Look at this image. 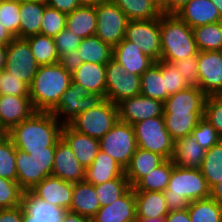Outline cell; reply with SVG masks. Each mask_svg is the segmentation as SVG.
I'll return each instance as SVG.
<instances>
[{
	"mask_svg": "<svg viewBox=\"0 0 222 222\" xmlns=\"http://www.w3.org/2000/svg\"><path fill=\"white\" fill-rule=\"evenodd\" d=\"M73 187L74 183L54 176H48L29 192L37 199L44 200L51 205L69 211L72 202Z\"/></svg>",
	"mask_w": 222,
	"mask_h": 222,
	"instance_id": "2e32d148",
	"label": "cell"
},
{
	"mask_svg": "<svg viewBox=\"0 0 222 222\" xmlns=\"http://www.w3.org/2000/svg\"><path fill=\"white\" fill-rule=\"evenodd\" d=\"M123 173L124 169L112 157L100 150L85 171V181L97 185L116 179Z\"/></svg>",
	"mask_w": 222,
	"mask_h": 222,
	"instance_id": "83f0119b",
	"label": "cell"
},
{
	"mask_svg": "<svg viewBox=\"0 0 222 222\" xmlns=\"http://www.w3.org/2000/svg\"><path fill=\"white\" fill-rule=\"evenodd\" d=\"M198 51H222V21L193 28Z\"/></svg>",
	"mask_w": 222,
	"mask_h": 222,
	"instance_id": "74e56055",
	"label": "cell"
},
{
	"mask_svg": "<svg viewBox=\"0 0 222 222\" xmlns=\"http://www.w3.org/2000/svg\"><path fill=\"white\" fill-rule=\"evenodd\" d=\"M58 63L65 71L73 74L82 65L83 61L80 58L79 51L76 49L74 52L60 56Z\"/></svg>",
	"mask_w": 222,
	"mask_h": 222,
	"instance_id": "db71d44e",
	"label": "cell"
},
{
	"mask_svg": "<svg viewBox=\"0 0 222 222\" xmlns=\"http://www.w3.org/2000/svg\"><path fill=\"white\" fill-rule=\"evenodd\" d=\"M81 84L88 92L106 95V65L83 62L72 74V82Z\"/></svg>",
	"mask_w": 222,
	"mask_h": 222,
	"instance_id": "f1b7e54d",
	"label": "cell"
},
{
	"mask_svg": "<svg viewBox=\"0 0 222 222\" xmlns=\"http://www.w3.org/2000/svg\"><path fill=\"white\" fill-rule=\"evenodd\" d=\"M137 146L172 159L175 141L168 133L164 116L145 119L133 125Z\"/></svg>",
	"mask_w": 222,
	"mask_h": 222,
	"instance_id": "5b68a950",
	"label": "cell"
},
{
	"mask_svg": "<svg viewBox=\"0 0 222 222\" xmlns=\"http://www.w3.org/2000/svg\"><path fill=\"white\" fill-rule=\"evenodd\" d=\"M117 105L118 119L134 125L145 119L159 117L164 114V103L142 94L126 98Z\"/></svg>",
	"mask_w": 222,
	"mask_h": 222,
	"instance_id": "4fadbf2b",
	"label": "cell"
},
{
	"mask_svg": "<svg viewBox=\"0 0 222 222\" xmlns=\"http://www.w3.org/2000/svg\"><path fill=\"white\" fill-rule=\"evenodd\" d=\"M86 169L79 163L72 149L61 138L56 145L52 176L64 181L78 183L85 181Z\"/></svg>",
	"mask_w": 222,
	"mask_h": 222,
	"instance_id": "e0dca14e",
	"label": "cell"
},
{
	"mask_svg": "<svg viewBox=\"0 0 222 222\" xmlns=\"http://www.w3.org/2000/svg\"><path fill=\"white\" fill-rule=\"evenodd\" d=\"M15 37L0 24V45L7 46Z\"/></svg>",
	"mask_w": 222,
	"mask_h": 222,
	"instance_id": "be15d7a7",
	"label": "cell"
},
{
	"mask_svg": "<svg viewBox=\"0 0 222 222\" xmlns=\"http://www.w3.org/2000/svg\"><path fill=\"white\" fill-rule=\"evenodd\" d=\"M34 112L29 96L0 95V129L4 133Z\"/></svg>",
	"mask_w": 222,
	"mask_h": 222,
	"instance_id": "ac0fdd59",
	"label": "cell"
},
{
	"mask_svg": "<svg viewBox=\"0 0 222 222\" xmlns=\"http://www.w3.org/2000/svg\"><path fill=\"white\" fill-rule=\"evenodd\" d=\"M202 175L211 189L222 179V140L206 150L201 166Z\"/></svg>",
	"mask_w": 222,
	"mask_h": 222,
	"instance_id": "60d3db41",
	"label": "cell"
},
{
	"mask_svg": "<svg viewBox=\"0 0 222 222\" xmlns=\"http://www.w3.org/2000/svg\"><path fill=\"white\" fill-rule=\"evenodd\" d=\"M191 135H193L197 143L205 150L210 149L222 140V137L205 118H202L198 122Z\"/></svg>",
	"mask_w": 222,
	"mask_h": 222,
	"instance_id": "7dc6e473",
	"label": "cell"
},
{
	"mask_svg": "<svg viewBox=\"0 0 222 222\" xmlns=\"http://www.w3.org/2000/svg\"><path fill=\"white\" fill-rule=\"evenodd\" d=\"M0 95L29 96V86L11 73L2 70Z\"/></svg>",
	"mask_w": 222,
	"mask_h": 222,
	"instance_id": "681fc988",
	"label": "cell"
},
{
	"mask_svg": "<svg viewBox=\"0 0 222 222\" xmlns=\"http://www.w3.org/2000/svg\"><path fill=\"white\" fill-rule=\"evenodd\" d=\"M71 82L72 74L59 63L39 66L29 87V98L34 110L51 112Z\"/></svg>",
	"mask_w": 222,
	"mask_h": 222,
	"instance_id": "7a4b0ae2",
	"label": "cell"
},
{
	"mask_svg": "<svg viewBox=\"0 0 222 222\" xmlns=\"http://www.w3.org/2000/svg\"><path fill=\"white\" fill-rule=\"evenodd\" d=\"M182 74V77L189 86H198V63L197 55L190 56L184 60H177L173 63Z\"/></svg>",
	"mask_w": 222,
	"mask_h": 222,
	"instance_id": "f5cc1de1",
	"label": "cell"
},
{
	"mask_svg": "<svg viewBox=\"0 0 222 222\" xmlns=\"http://www.w3.org/2000/svg\"><path fill=\"white\" fill-rule=\"evenodd\" d=\"M191 222H222V207L211 197L188 204Z\"/></svg>",
	"mask_w": 222,
	"mask_h": 222,
	"instance_id": "ab89813d",
	"label": "cell"
},
{
	"mask_svg": "<svg viewBox=\"0 0 222 222\" xmlns=\"http://www.w3.org/2000/svg\"><path fill=\"white\" fill-rule=\"evenodd\" d=\"M191 0H167V14H177Z\"/></svg>",
	"mask_w": 222,
	"mask_h": 222,
	"instance_id": "91938a15",
	"label": "cell"
},
{
	"mask_svg": "<svg viewBox=\"0 0 222 222\" xmlns=\"http://www.w3.org/2000/svg\"><path fill=\"white\" fill-rule=\"evenodd\" d=\"M104 100L102 94L88 92L81 84L71 83L51 113L61 125H69L77 115L98 106Z\"/></svg>",
	"mask_w": 222,
	"mask_h": 222,
	"instance_id": "8992f818",
	"label": "cell"
},
{
	"mask_svg": "<svg viewBox=\"0 0 222 222\" xmlns=\"http://www.w3.org/2000/svg\"><path fill=\"white\" fill-rule=\"evenodd\" d=\"M97 26L95 35L115 47L125 38L129 19L112 1L95 6Z\"/></svg>",
	"mask_w": 222,
	"mask_h": 222,
	"instance_id": "30bf717a",
	"label": "cell"
},
{
	"mask_svg": "<svg viewBox=\"0 0 222 222\" xmlns=\"http://www.w3.org/2000/svg\"><path fill=\"white\" fill-rule=\"evenodd\" d=\"M137 219H165L169 211L163 192L135 191Z\"/></svg>",
	"mask_w": 222,
	"mask_h": 222,
	"instance_id": "d4e9b609",
	"label": "cell"
},
{
	"mask_svg": "<svg viewBox=\"0 0 222 222\" xmlns=\"http://www.w3.org/2000/svg\"><path fill=\"white\" fill-rule=\"evenodd\" d=\"M141 90V76L126 72L122 65L112 58L106 64L105 99L113 104L137 96Z\"/></svg>",
	"mask_w": 222,
	"mask_h": 222,
	"instance_id": "9c48e42d",
	"label": "cell"
},
{
	"mask_svg": "<svg viewBox=\"0 0 222 222\" xmlns=\"http://www.w3.org/2000/svg\"><path fill=\"white\" fill-rule=\"evenodd\" d=\"M218 9L222 21V0H210Z\"/></svg>",
	"mask_w": 222,
	"mask_h": 222,
	"instance_id": "a7ac6f4b",
	"label": "cell"
},
{
	"mask_svg": "<svg viewBox=\"0 0 222 222\" xmlns=\"http://www.w3.org/2000/svg\"><path fill=\"white\" fill-rule=\"evenodd\" d=\"M23 206L0 209V222H22Z\"/></svg>",
	"mask_w": 222,
	"mask_h": 222,
	"instance_id": "9f6ffc18",
	"label": "cell"
},
{
	"mask_svg": "<svg viewBox=\"0 0 222 222\" xmlns=\"http://www.w3.org/2000/svg\"><path fill=\"white\" fill-rule=\"evenodd\" d=\"M163 195L168 211H178L187 209L192 201L210 197V188L200 169L174 165Z\"/></svg>",
	"mask_w": 222,
	"mask_h": 222,
	"instance_id": "3957f363",
	"label": "cell"
},
{
	"mask_svg": "<svg viewBox=\"0 0 222 222\" xmlns=\"http://www.w3.org/2000/svg\"><path fill=\"white\" fill-rule=\"evenodd\" d=\"M46 4L65 14L71 13L81 6L79 0H48Z\"/></svg>",
	"mask_w": 222,
	"mask_h": 222,
	"instance_id": "11a10c76",
	"label": "cell"
},
{
	"mask_svg": "<svg viewBox=\"0 0 222 222\" xmlns=\"http://www.w3.org/2000/svg\"><path fill=\"white\" fill-rule=\"evenodd\" d=\"M190 28L220 22V14L210 0H191L177 14Z\"/></svg>",
	"mask_w": 222,
	"mask_h": 222,
	"instance_id": "7402d4cb",
	"label": "cell"
},
{
	"mask_svg": "<svg viewBox=\"0 0 222 222\" xmlns=\"http://www.w3.org/2000/svg\"><path fill=\"white\" fill-rule=\"evenodd\" d=\"M7 60V46L0 45V71L5 69Z\"/></svg>",
	"mask_w": 222,
	"mask_h": 222,
	"instance_id": "03108f58",
	"label": "cell"
},
{
	"mask_svg": "<svg viewBox=\"0 0 222 222\" xmlns=\"http://www.w3.org/2000/svg\"><path fill=\"white\" fill-rule=\"evenodd\" d=\"M5 134L1 129H0V137Z\"/></svg>",
	"mask_w": 222,
	"mask_h": 222,
	"instance_id": "34e18365",
	"label": "cell"
},
{
	"mask_svg": "<svg viewBox=\"0 0 222 222\" xmlns=\"http://www.w3.org/2000/svg\"><path fill=\"white\" fill-rule=\"evenodd\" d=\"M136 219L135 191L131 187L113 203L100 207L91 222H135Z\"/></svg>",
	"mask_w": 222,
	"mask_h": 222,
	"instance_id": "ffe728a7",
	"label": "cell"
},
{
	"mask_svg": "<svg viewBox=\"0 0 222 222\" xmlns=\"http://www.w3.org/2000/svg\"><path fill=\"white\" fill-rule=\"evenodd\" d=\"M164 161L162 156L138 147L124 170L130 186L133 187L142 177L149 174Z\"/></svg>",
	"mask_w": 222,
	"mask_h": 222,
	"instance_id": "484cf974",
	"label": "cell"
},
{
	"mask_svg": "<svg viewBox=\"0 0 222 222\" xmlns=\"http://www.w3.org/2000/svg\"><path fill=\"white\" fill-rule=\"evenodd\" d=\"M161 61L174 63L198 55L193 29L176 14H161Z\"/></svg>",
	"mask_w": 222,
	"mask_h": 222,
	"instance_id": "277c9868",
	"label": "cell"
},
{
	"mask_svg": "<svg viewBox=\"0 0 222 222\" xmlns=\"http://www.w3.org/2000/svg\"><path fill=\"white\" fill-rule=\"evenodd\" d=\"M58 56H64L74 52L81 43L82 38L64 28L53 38Z\"/></svg>",
	"mask_w": 222,
	"mask_h": 222,
	"instance_id": "f907efd6",
	"label": "cell"
},
{
	"mask_svg": "<svg viewBox=\"0 0 222 222\" xmlns=\"http://www.w3.org/2000/svg\"><path fill=\"white\" fill-rule=\"evenodd\" d=\"M22 222H44V221H31L24 213Z\"/></svg>",
	"mask_w": 222,
	"mask_h": 222,
	"instance_id": "2644e50d",
	"label": "cell"
},
{
	"mask_svg": "<svg viewBox=\"0 0 222 222\" xmlns=\"http://www.w3.org/2000/svg\"><path fill=\"white\" fill-rule=\"evenodd\" d=\"M20 1H31V2L47 3L48 0H20Z\"/></svg>",
	"mask_w": 222,
	"mask_h": 222,
	"instance_id": "8c879c8a",
	"label": "cell"
},
{
	"mask_svg": "<svg viewBox=\"0 0 222 222\" xmlns=\"http://www.w3.org/2000/svg\"><path fill=\"white\" fill-rule=\"evenodd\" d=\"M61 222H91V219L77 213L65 211Z\"/></svg>",
	"mask_w": 222,
	"mask_h": 222,
	"instance_id": "94428289",
	"label": "cell"
},
{
	"mask_svg": "<svg viewBox=\"0 0 222 222\" xmlns=\"http://www.w3.org/2000/svg\"><path fill=\"white\" fill-rule=\"evenodd\" d=\"M117 121V105L105 99L98 106L77 115L69 125L80 133L100 140Z\"/></svg>",
	"mask_w": 222,
	"mask_h": 222,
	"instance_id": "ba28073f",
	"label": "cell"
},
{
	"mask_svg": "<svg viewBox=\"0 0 222 222\" xmlns=\"http://www.w3.org/2000/svg\"><path fill=\"white\" fill-rule=\"evenodd\" d=\"M127 16L129 21L152 20L161 16V11L149 0H111Z\"/></svg>",
	"mask_w": 222,
	"mask_h": 222,
	"instance_id": "8d00e7d4",
	"label": "cell"
},
{
	"mask_svg": "<svg viewBox=\"0 0 222 222\" xmlns=\"http://www.w3.org/2000/svg\"><path fill=\"white\" fill-rule=\"evenodd\" d=\"M164 222H191L187 209L170 211L165 217Z\"/></svg>",
	"mask_w": 222,
	"mask_h": 222,
	"instance_id": "680465c9",
	"label": "cell"
},
{
	"mask_svg": "<svg viewBox=\"0 0 222 222\" xmlns=\"http://www.w3.org/2000/svg\"><path fill=\"white\" fill-rule=\"evenodd\" d=\"M95 186L100 206H107L122 197L130 188V183L123 173L120 177Z\"/></svg>",
	"mask_w": 222,
	"mask_h": 222,
	"instance_id": "b9f144b4",
	"label": "cell"
},
{
	"mask_svg": "<svg viewBox=\"0 0 222 222\" xmlns=\"http://www.w3.org/2000/svg\"><path fill=\"white\" fill-rule=\"evenodd\" d=\"M205 152L193 135H188L175 141L172 161L179 167L201 169Z\"/></svg>",
	"mask_w": 222,
	"mask_h": 222,
	"instance_id": "cb8c5ba5",
	"label": "cell"
},
{
	"mask_svg": "<svg viewBox=\"0 0 222 222\" xmlns=\"http://www.w3.org/2000/svg\"><path fill=\"white\" fill-rule=\"evenodd\" d=\"M198 87L207 95L222 94V51H198Z\"/></svg>",
	"mask_w": 222,
	"mask_h": 222,
	"instance_id": "5bb4252c",
	"label": "cell"
},
{
	"mask_svg": "<svg viewBox=\"0 0 222 222\" xmlns=\"http://www.w3.org/2000/svg\"><path fill=\"white\" fill-rule=\"evenodd\" d=\"M113 58L131 74L141 76L155 62L144 55L137 44L127 39H123L118 45L113 47Z\"/></svg>",
	"mask_w": 222,
	"mask_h": 222,
	"instance_id": "44dd1931",
	"label": "cell"
},
{
	"mask_svg": "<svg viewBox=\"0 0 222 222\" xmlns=\"http://www.w3.org/2000/svg\"><path fill=\"white\" fill-rule=\"evenodd\" d=\"M24 192L17 181L0 178V209L22 205Z\"/></svg>",
	"mask_w": 222,
	"mask_h": 222,
	"instance_id": "bcb514c9",
	"label": "cell"
},
{
	"mask_svg": "<svg viewBox=\"0 0 222 222\" xmlns=\"http://www.w3.org/2000/svg\"><path fill=\"white\" fill-rule=\"evenodd\" d=\"M20 0H0V24L20 38Z\"/></svg>",
	"mask_w": 222,
	"mask_h": 222,
	"instance_id": "ee69618b",
	"label": "cell"
},
{
	"mask_svg": "<svg viewBox=\"0 0 222 222\" xmlns=\"http://www.w3.org/2000/svg\"><path fill=\"white\" fill-rule=\"evenodd\" d=\"M2 84V71H0V85Z\"/></svg>",
	"mask_w": 222,
	"mask_h": 222,
	"instance_id": "753ad0ef",
	"label": "cell"
},
{
	"mask_svg": "<svg viewBox=\"0 0 222 222\" xmlns=\"http://www.w3.org/2000/svg\"><path fill=\"white\" fill-rule=\"evenodd\" d=\"M39 68L26 39L15 37L7 45L5 71L11 73L29 87Z\"/></svg>",
	"mask_w": 222,
	"mask_h": 222,
	"instance_id": "7c38bea8",
	"label": "cell"
},
{
	"mask_svg": "<svg viewBox=\"0 0 222 222\" xmlns=\"http://www.w3.org/2000/svg\"><path fill=\"white\" fill-rule=\"evenodd\" d=\"M135 222H164V219L152 218V219H136Z\"/></svg>",
	"mask_w": 222,
	"mask_h": 222,
	"instance_id": "89a4df30",
	"label": "cell"
},
{
	"mask_svg": "<svg viewBox=\"0 0 222 222\" xmlns=\"http://www.w3.org/2000/svg\"><path fill=\"white\" fill-rule=\"evenodd\" d=\"M174 167L172 159H167L149 174L142 177L134 186V191H158L167 189L172 169Z\"/></svg>",
	"mask_w": 222,
	"mask_h": 222,
	"instance_id": "d590c367",
	"label": "cell"
},
{
	"mask_svg": "<svg viewBox=\"0 0 222 222\" xmlns=\"http://www.w3.org/2000/svg\"><path fill=\"white\" fill-rule=\"evenodd\" d=\"M203 118H205L222 137V94L207 96Z\"/></svg>",
	"mask_w": 222,
	"mask_h": 222,
	"instance_id": "c3c4849f",
	"label": "cell"
},
{
	"mask_svg": "<svg viewBox=\"0 0 222 222\" xmlns=\"http://www.w3.org/2000/svg\"><path fill=\"white\" fill-rule=\"evenodd\" d=\"M56 147H46V150L30 151V155L37 162H54Z\"/></svg>",
	"mask_w": 222,
	"mask_h": 222,
	"instance_id": "6f0895ef",
	"label": "cell"
},
{
	"mask_svg": "<svg viewBox=\"0 0 222 222\" xmlns=\"http://www.w3.org/2000/svg\"><path fill=\"white\" fill-rule=\"evenodd\" d=\"M204 112H164L165 126L174 141L192 134Z\"/></svg>",
	"mask_w": 222,
	"mask_h": 222,
	"instance_id": "d6a6232c",
	"label": "cell"
},
{
	"mask_svg": "<svg viewBox=\"0 0 222 222\" xmlns=\"http://www.w3.org/2000/svg\"><path fill=\"white\" fill-rule=\"evenodd\" d=\"M15 164L17 182L25 192H29L43 179L52 176L54 162H37L30 154L16 149Z\"/></svg>",
	"mask_w": 222,
	"mask_h": 222,
	"instance_id": "9a60e30c",
	"label": "cell"
},
{
	"mask_svg": "<svg viewBox=\"0 0 222 222\" xmlns=\"http://www.w3.org/2000/svg\"><path fill=\"white\" fill-rule=\"evenodd\" d=\"M99 143L100 150L112 157L124 170L138 148L133 125L119 119Z\"/></svg>",
	"mask_w": 222,
	"mask_h": 222,
	"instance_id": "52a82bcc",
	"label": "cell"
},
{
	"mask_svg": "<svg viewBox=\"0 0 222 222\" xmlns=\"http://www.w3.org/2000/svg\"><path fill=\"white\" fill-rule=\"evenodd\" d=\"M46 3L20 1V38L40 34L42 17Z\"/></svg>",
	"mask_w": 222,
	"mask_h": 222,
	"instance_id": "836d02e7",
	"label": "cell"
},
{
	"mask_svg": "<svg viewBox=\"0 0 222 222\" xmlns=\"http://www.w3.org/2000/svg\"><path fill=\"white\" fill-rule=\"evenodd\" d=\"M140 94L165 102L169 95L165 89V61L155 62L141 75Z\"/></svg>",
	"mask_w": 222,
	"mask_h": 222,
	"instance_id": "f546056e",
	"label": "cell"
},
{
	"mask_svg": "<svg viewBox=\"0 0 222 222\" xmlns=\"http://www.w3.org/2000/svg\"><path fill=\"white\" fill-rule=\"evenodd\" d=\"M22 206L23 213L31 221L61 222L65 212L62 208L37 199L30 192H24Z\"/></svg>",
	"mask_w": 222,
	"mask_h": 222,
	"instance_id": "4dcf8cb0",
	"label": "cell"
},
{
	"mask_svg": "<svg viewBox=\"0 0 222 222\" xmlns=\"http://www.w3.org/2000/svg\"><path fill=\"white\" fill-rule=\"evenodd\" d=\"M125 39L137 44L144 55L154 62L161 59L160 17L152 20L129 21Z\"/></svg>",
	"mask_w": 222,
	"mask_h": 222,
	"instance_id": "8fae6325",
	"label": "cell"
},
{
	"mask_svg": "<svg viewBox=\"0 0 222 222\" xmlns=\"http://www.w3.org/2000/svg\"><path fill=\"white\" fill-rule=\"evenodd\" d=\"M207 95L198 86H189L169 95L164 112H204Z\"/></svg>",
	"mask_w": 222,
	"mask_h": 222,
	"instance_id": "603a6c76",
	"label": "cell"
},
{
	"mask_svg": "<svg viewBox=\"0 0 222 222\" xmlns=\"http://www.w3.org/2000/svg\"><path fill=\"white\" fill-rule=\"evenodd\" d=\"M26 40L31 47L35 61L39 66L58 63L59 56L52 37L37 34L26 38Z\"/></svg>",
	"mask_w": 222,
	"mask_h": 222,
	"instance_id": "f35d334b",
	"label": "cell"
},
{
	"mask_svg": "<svg viewBox=\"0 0 222 222\" xmlns=\"http://www.w3.org/2000/svg\"><path fill=\"white\" fill-rule=\"evenodd\" d=\"M95 186L86 181L74 183L72 202L69 211L92 218L100 209Z\"/></svg>",
	"mask_w": 222,
	"mask_h": 222,
	"instance_id": "4316f807",
	"label": "cell"
},
{
	"mask_svg": "<svg viewBox=\"0 0 222 222\" xmlns=\"http://www.w3.org/2000/svg\"><path fill=\"white\" fill-rule=\"evenodd\" d=\"M61 138L69 145L75 157L85 169L93 163L100 151L98 139L80 133L70 125H63Z\"/></svg>",
	"mask_w": 222,
	"mask_h": 222,
	"instance_id": "d6986e66",
	"label": "cell"
},
{
	"mask_svg": "<svg viewBox=\"0 0 222 222\" xmlns=\"http://www.w3.org/2000/svg\"><path fill=\"white\" fill-rule=\"evenodd\" d=\"M189 87L173 63L165 61V89L168 95Z\"/></svg>",
	"mask_w": 222,
	"mask_h": 222,
	"instance_id": "816d5d0a",
	"label": "cell"
},
{
	"mask_svg": "<svg viewBox=\"0 0 222 222\" xmlns=\"http://www.w3.org/2000/svg\"><path fill=\"white\" fill-rule=\"evenodd\" d=\"M81 6H99L103 3L109 2L111 0H79Z\"/></svg>",
	"mask_w": 222,
	"mask_h": 222,
	"instance_id": "003e7915",
	"label": "cell"
},
{
	"mask_svg": "<svg viewBox=\"0 0 222 222\" xmlns=\"http://www.w3.org/2000/svg\"><path fill=\"white\" fill-rule=\"evenodd\" d=\"M97 15L94 6H80L67 14L65 28L84 39L94 36Z\"/></svg>",
	"mask_w": 222,
	"mask_h": 222,
	"instance_id": "1f68e13d",
	"label": "cell"
},
{
	"mask_svg": "<svg viewBox=\"0 0 222 222\" xmlns=\"http://www.w3.org/2000/svg\"><path fill=\"white\" fill-rule=\"evenodd\" d=\"M77 50L83 62L106 65L113 58V47L96 35L82 39Z\"/></svg>",
	"mask_w": 222,
	"mask_h": 222,
	"instance_id": "e575fe53",
	"label": "cell"
},
{
	"mask_svg": "<svg viewBox=\"0 0 222 222\" xmlns=\"http://www.w3.org/2000/svg\"><path fill=\"white\" fill-rule=\"evenodd\" d=\"M162 14H167V0H149Z\"/></svg>",
	"mask_w": 222,
	"mask_h": 222,
	"instance_id": "e7e4bbea",
	"label": "cell"
},
{
	"mask_svg": "<svg viewBox=\"0 0 222 222\" xmlns=\"http://www.w3.org/2000/svg\"><path fill=\"white\" fill-rule=\"evenodd\" d=\"M210 197L222 207V179L210 189Z\"/></svg>",
	"mask_w": 222,
	"mask_h": 222,
	"instance_id": "6125c7cd",
	"label": "cell"
},
{
	"mask_svg": "<svg viewBox=\"0 0 222 222\" xmlns=\"http://www.w3.org/2000/svg\"><path fill=\"white\" fill-rule=\"evenodd\" d=\"M66 17L67 14L46 5L42 17L40 34L52 38L56 37L65 28Z\"/></svg>",
	"mask_w": 222,
	"mask_h": 222,
	"instance_id": "f6af8a7d",
	"label": "cell"
},
{
	"mask_svg": "<svg viewBox=\"0 0 222 222\" xmlns=\"http://www.w3.org/2000/svg\"><path fill=\"white\" fill-rule=\"evenodd\" d=\"M15 156L16 148L12 140L3 134L0 137V178L17 181Z\"/></svg>",
	"mask_w": 222,
	"mask_h": 222,
	"instance_id": "7bdbcfd3",
	"label": "cell"
},
{
	"mask_svg": "<svg viewBox=\"0 0 222 222\" xmlns=\"http://www.w3.org/2000/svg\"><path fill=\"white\" fill-rule=\"evenodd\" d=\"M63 125L51 112L35 111L28 119L13 126L5 133L16 149L30 151L46 150L56 147L61 139Z\"/></svg>",
	"mask_w": 222,
	"mask_h": 222,
	"instance_id": "6da1fadb",
	"label": "cell"
}]
</instances>
